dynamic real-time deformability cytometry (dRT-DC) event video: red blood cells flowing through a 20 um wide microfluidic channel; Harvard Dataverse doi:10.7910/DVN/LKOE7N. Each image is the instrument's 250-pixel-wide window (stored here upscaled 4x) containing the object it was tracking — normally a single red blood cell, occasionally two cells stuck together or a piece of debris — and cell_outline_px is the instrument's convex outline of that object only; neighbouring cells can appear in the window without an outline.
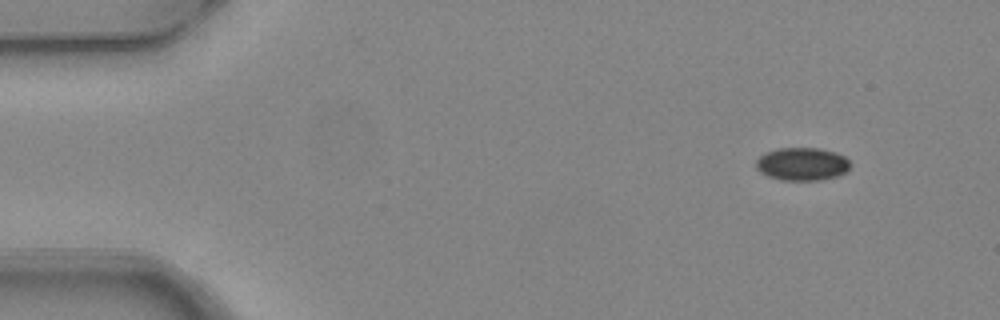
{"species": "common noctule bat (a hibernating species)", "species_latin": "Nyctalus noctula", "temperature_condition": "warm", "stored_images_in_passage": 4, "camera_frame_rate_fps": 3000, "um_per_image_px": 0.085, "animal": {"sex": "female", "body_mass_g": 24.6, "forearm_length_mm": 56.2}, "frame": {"image": 1, "passage_image": 1, "time_ms": 0.0, "image_size_px": [1000, 320], "cell_outline_px": [[852, 164], [844, 172], [836, 176], [820, 180], [780, 180], [768, 176], [760, 172], [756, 168], [756, 160], [760, 156], [776, 148], [820, 148], [836, 152], [844, 156]], "centroid_in_image_um": [68.17, 13.94], "position_along_channel_um": 16.8, "area_um2": 18.09}}
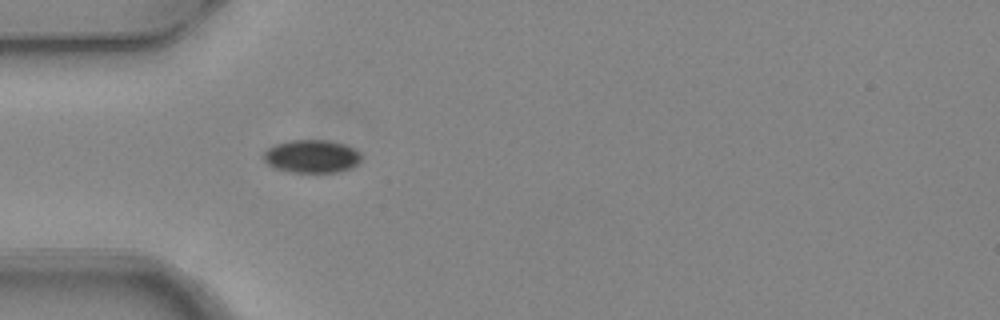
{"frame": {"image": 2, "passage_image": 4, "time_ms": 1.0, "image_size_px": [1000, 320], "cell_outline_px": [[360, 160], [352, 168], [336, 172], [288, 172], [272, 168], [264, 160], [264, 152], [268, 148], [276, 144], [288, 140], [328, 140], [344, 144], [356, 148], [360, 152]], "centroid_in_image_um": [26.49, 13.29], "position_along_channel_um": 58.5, "area_um2": 18.96}}